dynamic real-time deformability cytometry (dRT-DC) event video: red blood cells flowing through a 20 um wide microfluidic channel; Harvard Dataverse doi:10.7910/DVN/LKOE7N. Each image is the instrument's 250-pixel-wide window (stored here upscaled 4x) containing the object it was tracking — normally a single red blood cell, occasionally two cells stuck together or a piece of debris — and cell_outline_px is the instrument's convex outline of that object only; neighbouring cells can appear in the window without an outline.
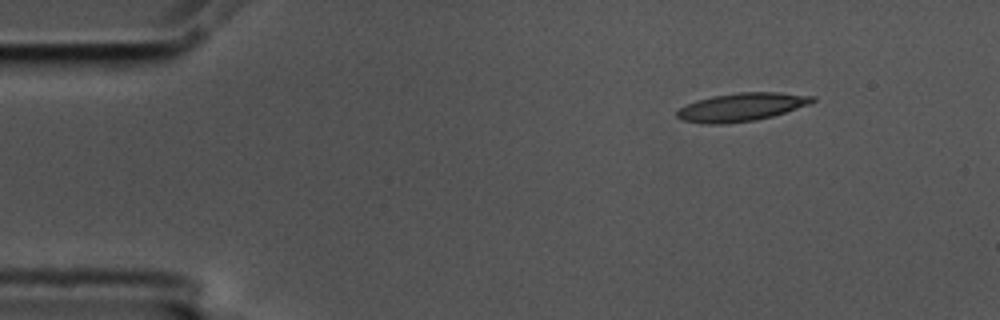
{"species": "common noctule bat (a hibernating species)", "species_latin": "Nyctalus noctula", "temperature_condition": "cold", "stored_images_in_passage": 50, "camera_frame_rate_fps": 3000, "um_per_image_px": 0.085, "animal": {"sex": "male", "body_mass_g": 17.5, "forearm_length_mm": 52.3}, "frame": {"image": 1, "passage_image": 1, "time_ms": 0.0, "image_size_px": [1000, 320], "cell_outline_px": [[816, 100], [808, 104], [772, 116], [756, 120], [724, 124], [704, 124], [684, 120], [676, 116], [676, 112], [680, 108], [696, 100], [712, 96], [740, 92], [776, 92], [816, 96]], "centroid_in_image_um": [63.01, 9.1], "position_along_channel_um": 22.0, "area_um2": 22.08}}
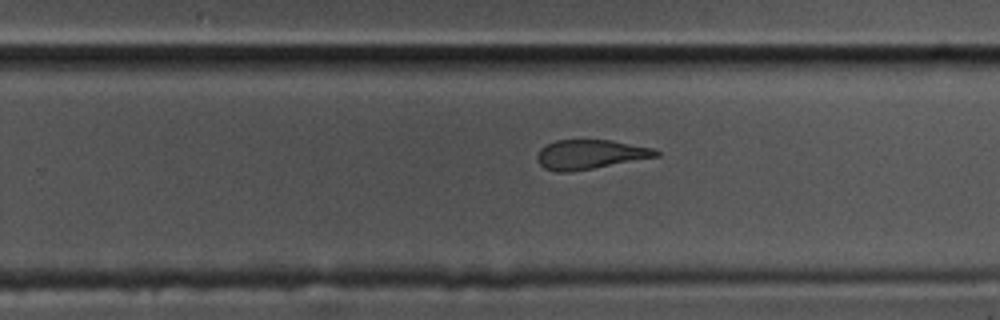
{"frame": {"image": 2, "passage_image": 29, "time_ms": 9.333, "image_size_px": [1000, 320], "cell_outline_px": [[660, 156], [572, 172], [556, 172], [544, 168], [536, 160], [536, 156], [540, 148], [556, 140], [612, 140], [652, 148], [660, 152]], "centroid_in_image_um": [50.14, 13.13], "position_along_channel_um": 279.7, "area_um2": 20.4}}
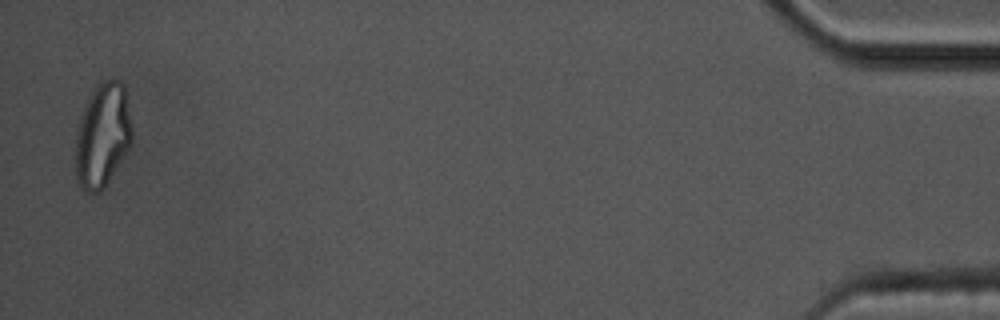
{"frame": {"image": 3, "passage_image": 49, "time_ms": 16.0, "image_size_px": [1000, 320], "cell_outline_px": [[132, 144], [104, 188], [100, 192], [84, 192], [80, 188], [76, 180], [76, 132], [80, 116], [92, 92], [100, 80], [120, 80], [124, 84], [132, 128]], "centroid_in_image_um": [8.72, 11.52], "position_along_channel_um": 426.5, "area_um2": 34.45}, "authors_computed_cell_mechanics": {"area_um2": 22.0796, "velocity_mm_per_s": 3.5632, "shape_relaxation_time_tau1_ms": null, "shape_relaxation_time_tau2_ms": 3.7488, "deformation_change_tau1": null, "deformation_change_tau2": 0.1282}}